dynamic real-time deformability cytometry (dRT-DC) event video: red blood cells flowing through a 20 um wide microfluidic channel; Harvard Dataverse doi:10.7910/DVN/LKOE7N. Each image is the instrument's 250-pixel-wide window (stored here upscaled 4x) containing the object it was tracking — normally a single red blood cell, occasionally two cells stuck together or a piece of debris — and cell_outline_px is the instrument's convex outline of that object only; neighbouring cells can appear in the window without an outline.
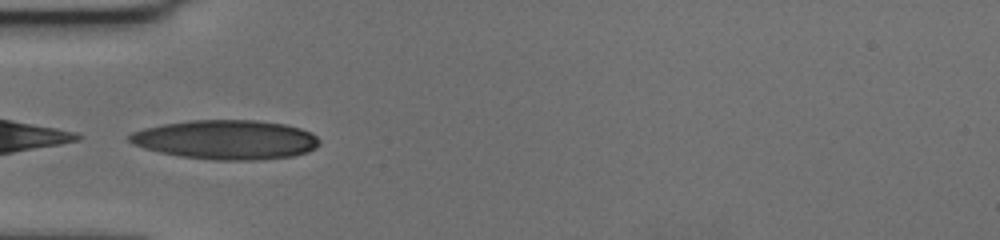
{"species": "human", "species_latin": "Homo sapiens", "temperature_condition": "cold", "stored_images_in_passage": 37, "camera_frame_rate_fps": 3000, "um_per_image_px": 0.085, "donor": {"sex": "female"}, "frame": {"image": 1, "passage_image": 1, "time_ms": 0.0, "image_size_px": [1000, 240], "cell_outline_px": [[320, 144], [316, 148], [308, 152], [292, 156], [256, 160], [212, 160], [180, 156], [160, 152], [144, 148], [132, 144], [128, 140], [128, 136], [132, 132], [144, 128], [164, 124], [188, 120], [256, 120], [284, 124], [300, 128], [312, 132], [320, 140]], "centroid_in_image_um": [19.23, 11.87], "position_along_channel_um": 65.8, "area_um2": 43.7}}
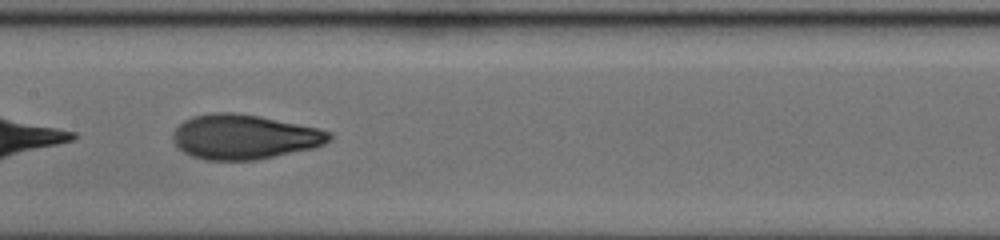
{"frame": {"image": 2, "passage_image": 11, "time_ms": 3.333, "image_size_px": [1000, 240], "cell_outline_px": [[332, 136], [324, 144], [312, 148], [256, 160], [204, 160], [192, 156], [184, 152], [172, 140], [172, 136], [176, 128], [184, 120], [192, 116], [212, 112], [236, 112], [260, 116], [316, 128], [328, 132]], "centroid_in_image_um": [20.7, 11.63], "position_along_channel_um": 186.7, "area_um2": 40.46}}
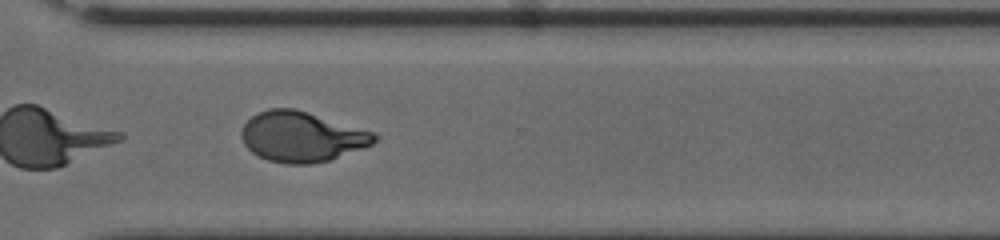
{"frame": {"image": 3, "passage_image": 24, "time_ms": 7.667, "image_size_px": [1000, 240], "cell_outline_px": [[380, 136], [372, 144], [332, 160], [312, 164], [284, 164], [268, 160], [252, 152], [244, 144], [240, 136], [240, 132], [244, 124], [256, 112], [268, 108], [296, 108], [376, 132]], "centroid_in_image_um": [25.66, 11.61], "position_along_channel_um": 344.9, "area_um2": 39.42}, "authors_computed_cell_mechanics": {"area_um2": 39.4196, "velocity_mm_per_s": 3.6585, "shape_relaxation_time_tau1_ms": 5.6437, "shape_relaxation_time_tau2_ms": 1.1569, "deformation_change_tau1": 0.2414, "deformation_change_tau2": 0.0694}}